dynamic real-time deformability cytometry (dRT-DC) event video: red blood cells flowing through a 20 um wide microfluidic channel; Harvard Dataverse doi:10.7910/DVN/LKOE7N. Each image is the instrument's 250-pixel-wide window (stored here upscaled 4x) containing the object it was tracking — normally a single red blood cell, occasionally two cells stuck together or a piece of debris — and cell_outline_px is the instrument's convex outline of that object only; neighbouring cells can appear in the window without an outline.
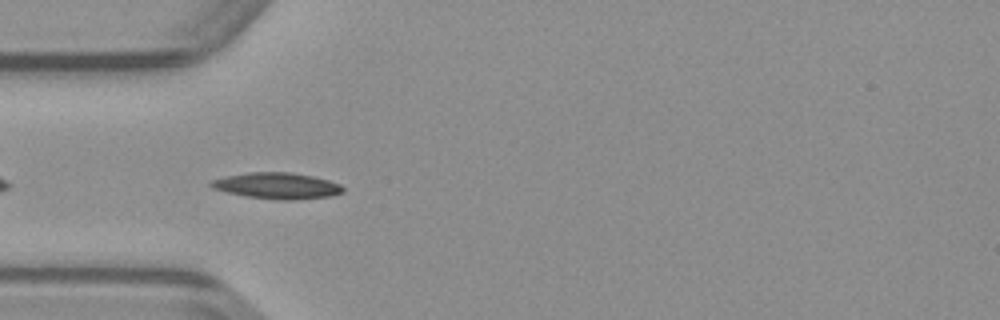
{"species": "common noctule bat (a hibernating species)", "species_latin": "Nyctalus noctula", "temperature_condition": "warm", "stored_images_in_passage": 38, "camera_frame_rate_fps": 3000, "um_per_image_px": 0.085, "animal": {"sex": "male", "body_mass_g": 23.1, "forearm_length_mm": 52.7}, "frame": {"image": 1, "passage_image": 4, "time_ms": 1.0, "image_size_px": [1000, 320], "cell_outline_px": [[344, 192], [332, 196], [292, 200], [280, 200], [244, 196], [212, 188], [208, 184], [208, 180], [224, 176], [248, 172], [292, 172], [312, 176], [328, 180], [340, 184], [344, 188]], "centroid_in_image_um": [23.52, 15.78], "position_along_channel_um": 61.5, "area_um2": 20.35}}
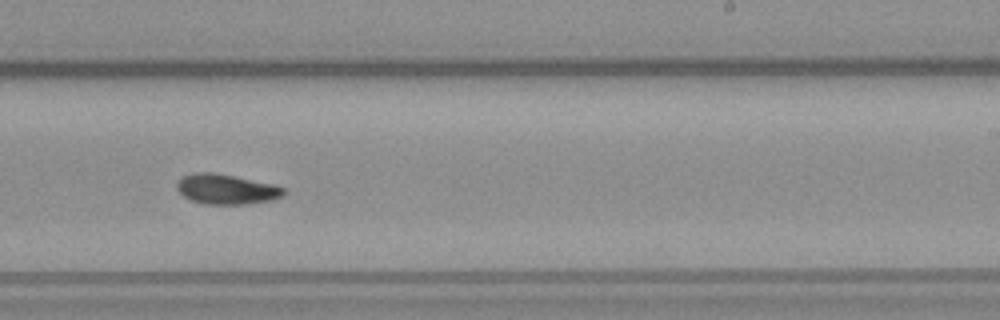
{"frame": {"image": 2, "passage_image": 19, "time_ms": 6.0, "image_size_px": [1000, 320], "cell_outline_px": [[284, 196], [272, 200], [248, 204], [208, 204], [192, 200], [184, 196], [176, 188], [176, 184], [184, 176], [192, 172], [212, 172], [276, 184], [284, 188]], "centroid_in_image_um": [19.27, 16.08], "position_along_channel_um": 269.7, "area_um2": 18.67}}
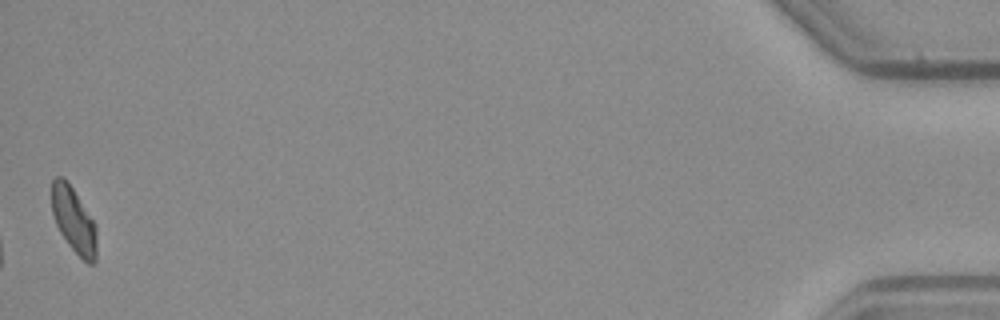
{"frame": {"image": 3, "passage_image": 38, "time_ms": 12.333, "image_size_px": [1000, 320], "cell_outline_px": [[96, 264], [88, 264], [68, 244], [60, 232], [56, 224], [52, 212], [52, 180], [56, 176], [64, 176], [96, 224]], "centroid_in_image_um": [6.27, 18.71], "position_along_channel_um": 428.9, "area_um2": 17.05}}